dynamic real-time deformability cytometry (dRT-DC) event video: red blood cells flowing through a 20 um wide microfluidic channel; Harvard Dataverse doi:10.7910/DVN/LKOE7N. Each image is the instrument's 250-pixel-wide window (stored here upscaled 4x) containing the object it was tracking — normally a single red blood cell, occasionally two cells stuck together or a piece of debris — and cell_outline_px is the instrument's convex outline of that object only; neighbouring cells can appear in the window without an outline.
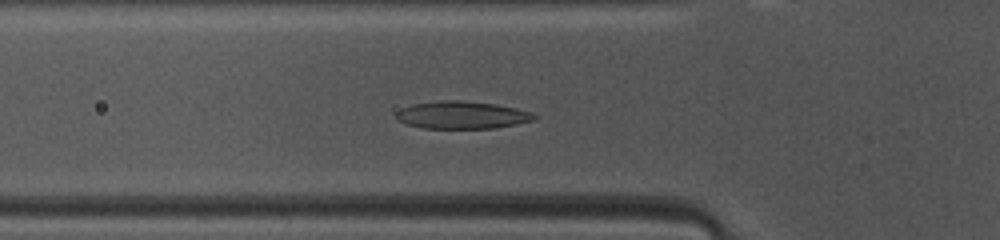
{"species": "common noctule bat (a hibernating species)", "species_latin": "Nyctalus noctula", "temperature_condition": "warm", "stored_images_in_passage": 39, "camera_frame_rate_fps": 3000, "um_per_image_px": 0.085, "animal": {"sex": "female", "body_mass_g": 10.0, "forearm_length_mm": 53.1}, "frame": {"image": 1, "passage_image": 6, "time_ms": 1.667, "image_size_px": [1000, 240], "cell_outline_px": [[540, 116], [536, 120], [496, 128], [424, 128], [408, 124], [396, 120], [396, 112], [400, 108], [412, 104], [440, 100], [456, 100], [496, 104], [516, 108], [532, 112]], "centroid_in_image_um": [39.29, 9.77], "position_along_channel_um": 86.5, "area_um2": 22.31}}
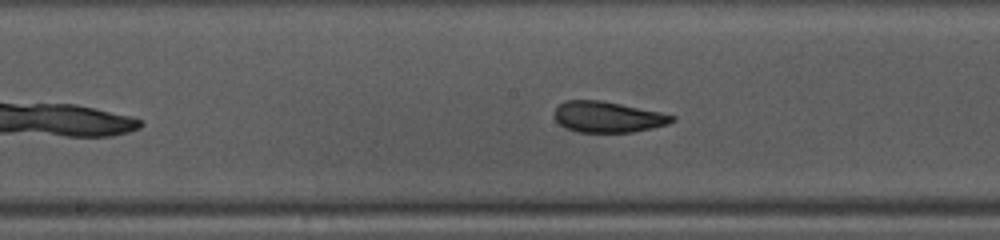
{"frame": {"image": 2, "passage_image": 14, "time_ms": 4.333, "image_size_px": [1000, 240], "cell_outline_px": [[676, 120], [668, 124], [652, 128], [632, 132], [576, 132], [564, 128], [556, 120], [556, 108], [564, 100], [600, 100], [660, 112], [676, 116]], "centroid_in_image_um": [51.67, 9.95], "position_along_channel_um": 196.5, "area_um2": 21.1}}
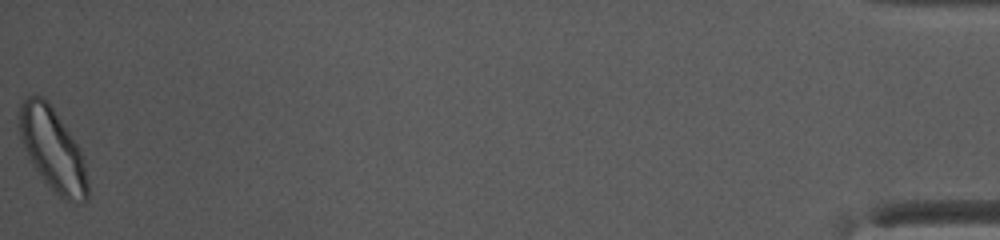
{"frame": {"image": 3, "passage_image": 39, "time_ms": 12.667, "image_size_px": [1000, 240], "cell_outline_px": [[88, 200], [84, 204], [72, 204], [64, 200], [44, 180], [32, 164], [20, 136], [20, 104], [28, 96], [40, 96], [52, 108], [80, 148], [84, 160], [88, 180]], "centroid_in_image_um": [4.53, 12.8], "position_along_channel_um": 430.7, "area_um2": 32.37}, "authors_computed_cell_mechanics": {"area_um2": 22.1952, "velocity_mm_per_s": 4.0852, "shape_relaxation_time_tau1_ms": 2.9044, "shape_relaxation_time_tau2_ms": 1.4385, "deformation_change_tau1": 0.1216, "deformation_change_tau2": 0.092}}